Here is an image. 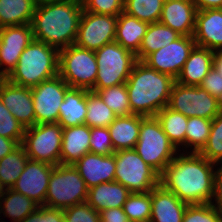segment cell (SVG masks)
<instances>
[{
    "label": "cell",
    "mask_w": 222,
    "mask_h": 222,
    "mask_svg": "<svg viewBox=\"0 0 222 222\" xmlns=\"http://www.w3.org/2000/svg\"><path fill=\"white\" fill-rule=\"evenodd\" d=\"M216 166L199 153L186 149L164 168L159 184L188 205L211 203Z\"/></svg>",
    "instance_id": "cell-1"
},
{
    "label": "cell",
    "mask_w": 222,
    "mask_h": 222,
    "mask_svg": "<svg viewBox=\"0 0 222 222\" xmlns=\"http://www.w3.org/2000/svg\"><path fill=\"white\" fill-rule=\"evenodd\" d=\"M82 12L81 0L37 5L31 21L34 39L58 50L74 44Z\"/></svg>",
    "instance_id": "cell-2"
},
{
    "label": "cell",
    "mask_w": 222,
    "mask_h": 222,
    "mask_svg": "<svg viewBox=\"0 0 222 222\" xmlns=\"http://www.w3.org/2000/svg\"><path fill=\"white\" fill-rule=\"evenodd\" d=\"M176 79L137 61L125 85L132 114L155 116L168 106Z\"/></svg>",
    "instance_id": "cell-3"
},
{
    "label": "cell",
    "mask_w": 222,
    "mask_h": 222,
    "mask_svg": "<svg viewBox=\"0 0 222 222\" xmlns=\"http://www.w3.org/2000/svg\"><path fill=\"white\" fill-rule=\"evenodd\" d=\"M58 64L59 50L33 39L6 79L16 85L33 88L44 80L58 75Z\"/></svg>",
    "instance_id": "cell-4"
},
{
    "label": "cell",
    "mask_w": 222,
    "mask_h": 222,
    "mask_svg": "<svg viewBox=\"0 0 222 222\" xmlns=\"http://www.w3.org/2000/svg\"><path fill=\"white\" fill-rule=\"evenodd\" d=\"M134 150L159 175L181 151L168 139L156 116H146L141 120L138 142Z\"/></svg>",
    "instance_id": "cell-5"
},
{
    "label": "cell",
    "mask_w": 222,
    "mask_h": 222,
    "mask_svg": "<svg viewBox=\"0 0 222 222\" xmlns=\"http://www.w3.org/2000/svg\"><path fill=\"white\" fill-rule=\"evenodd\" d=\"M94 53L98 71L91 91L126 83L137 62L136 55L116 41L105 44Z\"/></svg>",
    "instance_id": "cell-6"
},
{
    "label": "cell",
    "mask_w": 222,
    "mask_h": 222,
    "mask_svg": "<svg viewBox=\"0 0 222 222\" xmlns=\"http://www.w3.org/2000/svg\"><path fill=\"white\" fill-rule=\"evenodd\" d=\"M88 190L73 165H55L49 179L45 206L63 210L87 202Z\"/></svg>",
    "instance_id": "cell-7"
},
{
    "label": "cell",
    "mask_w": 222,
    "mask_h": 222,
    "mask_svg": "<svg viewBox=\"0 0 222 222\" xmlns=\"http://www.w3.org/2000/svg\"><path fill=\"white\" fill-rule=\"evenodd\" d=\"M94 51L72 44L59 50L58 75L73 88L91 91L97 77Z\"/></svg>",
    "instance_id": "cell-8"
},
{
    "label": "cell",
    "mask_w": 222,
    "mask_h": 222,
    "mask_svg": "<svg viewBox=\"0 0 222 222\" xmlns=\"http://www.w3.org/2000/svg\"><path fill=\"white\" fill-rule=\"evenodd\" d=\"M115 163L114 181L131 193H146L159 185V174L134 149L116 151Z\"/></svg>",
    "instance_id": "cell-9"
},
{
    "label": "cell",
    "mask_w": 222,
    "mask_h": 222,
    "mask_svg": "<svg viewBox=\"0 0 222 222\" xmlns=\"http://www.w3.org/2000/svg\"><path fill=\"white\" fill-rule=\"evenodd\" d=\"M63 127L59 123H41L25 128L22 145L30 160L60 164Z\"/></svg>",
    "instance_id": "cell-10"
},
{
    "label": "cell",
    "mask_w": 222,
    "mask_h": 222,
    "mask_svg": "<svg viewBox=\"0 0 222 222\" xmlns=\"http://www.w3.org/2000/svg\"><path fill=\"white\" fill-rule=\"evenodd\" d=\"M168 107L186 117L212 120L221 110V102L200 86L183 85L175 81Z\"/></svg>",
    "instance_id": "cell-11"
},
{
    "label": "cell",
    "mask_w": 222,
    "mask_h": 222,
    "mask_svg": "<svg viewBox=\"0 0 222 222\" xmlns=\"http://www.w3.org/2000/svg\"><path fill=\"white\" fill-rule=\"evenodd\" d=\"M117 16L82 12L75 45L96 51L115 41Z\"/></svg>",
    "instance_id": "cell-12"
},
{
    "label": "cell",
    "mask_w": 222,
    "mask_h": 222,
    "mask_svg": "<svg viewBox=\"0 0 222 222\" xmlns=\"http://www.w3.org/2000/svg\"><path fill=\"white\" fill-rule=\"evenodd\" d=\"M70 86L56 75L31 88L36 124L58 123L59 109Z\"/></svg>",
    "instance_id": "cell-13"
},
{
    "label": "cell",
    "mask_w": 222,
    "mask_h": 222,
    "mask_svg": "<svg viewBox=\"0 0 222 222\" xmlns=\"http://www.w3.org/2000/svg\"><path fill=\"white\" fill-rule=\"evenodd\" d=\"M195 45L193 36L181 35L169 45L149 54L142 62L176 79Z\"/></svg>",
    "instance_id": "cell-14"
},
{
    "label": "cell",
    "mask_w": 222,
    "mask_h": 222,
    "mask_svg": "<svg viewBox=\"0 0 222 222\" xmlns=\"http://www.w3.org/2000/svg\"><path fill=\"white\" fill-rule=\"evenodd\" d=\"M31 24L0 28V79L15 69L25 48L33 41Z\"/></svg>",
    "instance_id": "cell-15"
},
{
    "label": "cell",
    "mask_w": 222,
    "mask_h": 222,
    "mask_svg": "<svg viewBox=\"0 0 222 222\" xmlns=\"http://www.w3.org/2000/svg\"><path fill=\"white\" fill-rule=\"evenodd\" d=\"M54 166L28 159L24 170L11 189L45 206L49 179Z\"/></svg>",
    "instance_id": "cell-16"
},
{
    "label": "cell",
    "mask_w": 222,
    "mask_h": 222,
    "mask_svg": "<svg viewBox=\"0 0 222 222\" xmlns=\"http://www.w3.org/2000/svg\"><path fill=\"white\" fill-rule=\"evenodd\" d=\"M0 99L12 115L25 127L36 125L31 88L0 79Z\"/></svg>",
    "instance_id": "cell-17"
},
{
    "label": "cell",
    "mask_w": 222,
    "mask_h": 222,
    "mask_svg": "<svg viewBox=\"0 0 222 222\" xmlns=\"http://www.w3.org/2000/svg\"><path fill=\"white\" fill-rule=\"evenodd\" d=\"M73 166L78 170L88 188L105 182L114 181L115 153L103 156L86 153Z\"/></svg>",
    "instance_id": "cell-18"
},
{
    "label": "cell",
    "mask_w": 222,
    "mask_h": 222,
    "mask_svg": "<svg viewBox=\"0 0 222 222\" xmlns=\"http://www.w3.org/2000/svg\"><path fill=\"white\" fill-rule=\"evenodd\" d=\"M193 38L197 46L222 51V9L197 11Z\"/></svg>",
    "instance_id": "cell-19"
},
{
    "label": "cell",
    "mask_w": 222,
    "mask_h": 222,
    "mask_svg": "<svg viewBox=\"0 0 222 222\" xmlns=\"http://www.w3.org/2000/svg\"><path fill=\"white\" fill-rule=\"evenodd\" d=\"M197 9L189 0H165L159 22L180 35L193 36Z\"/></svg>",
    "instance_id": "cell-20"
},
{
    "label": "cell",
    "mask_w": 222,
    "mask_h": 222,
    "mask_svg": "<svg viewBox=\"0 0 222 222\" xmlns=\"http://www.w3.org/2000/svg\"><path fill=\"white\" fill-rule=\"evenodd\" d=\"M187 205L159 184L151 190L150 222H183Z\"/></svg>",
    "instance_id": "cell-21"
},
{
    "label": "cell",
    "mask_w": 222,
    "mask_h": 222,
    "mask_svg": "<svg viewBox=\"0 0 222 222\" xmlns=\"http://www.w3.org/2000/svg\"><path fill=\"white\" fill-rule=\"evenodd\" d=\"M90 152V127L87 125L63 128L60 164L73 165Z\"/></svg>",
    "instance_id": "cell-22"
},
{
    "label": "cell",
    "mask_w": 222,
    "mask_h": 222,
    "mask_svg": "<svg viewBox=\"0 0 222 222\" xmlns=\"http://www.w3.org/2000/svg\"><path fill=\"white\" fill-rule=\"evenodd\" d=\"M215 51L195 45L191 50L176 82L183 85L199 86L213 67Z\"/></svg>",
    "instance_id": "cell-23"
},
{
    "label": "cell",
    "mask_w": 222,
    "mask_h": 222,
    "mask_svg": "<svg viewBox=\"0 0 222 222\" xmlns=\"http://www.w3.org/2000/svg\"><path fill=\"white\" fill-rule=\"evenodd\" d=\"M130 194L125 186L116 181L105 182L89 188L87 203L98 212L121 208Z\"/></svg>",
    "instance_id": "cell-24"
},
{
    "label": "cell",
    "mask_w": 222,
    "mask_h": 222,
    "mask_svg": "<svg viewBox=\"0 0 222 222\" xmlns=\"http://www.w3.org/2000/svg\"><path fill=\"white\" fill-rule=\"evenodd\" d=\"M89 90L70 87L59 106L58 123L63 127L85 124L87 115V92Z\"/></svg>",
    "instance_id": "cell-25"
},
{
    "label": "cell",
    "mask_w": 222,
    "mask_h": 222,
    "mask_svg": "<svg viewBox=\"0 0 222 222\" xmlns=\"http://www.w3.org/2000/svg\"><path fill=\"white\" fill-rule=\"evenodd\" d=\"M145 116L130 114L118 116L108 127L111 142L115 151L134 149L138 142L141 120Z\"/></svg>",
    "instance_id": "cell-26"
},
{
    "label": "cell",
    "mask_w": 222,
    "mask_h": 222,
    "mask_svg": "<svg viewBox=\"0 0 222 222\" xmlns=\"http://www.w3.org/2000/svg\"><path fill=\"white\" fill-rule=\"evenodd\" d=\"M148 26L149 23L122 12L117 16L115 41L136 55L140 50V45Z\"/></svg>",
    "instance_id": "cell-27"
},
{
    "label": "cell",
    "mask_w": 222,
    "mask_h": 222,
    "mask_svg": "<svg viewBox=\"0 0 222 222\" xmlns=\"http://www.w3.org/2000/svg\"><path fill=\"white\" fill-rule=\"evenodd\" d=\"M35 0H0V28L31 24Z\"/></svg>",
    "instance_id": "cell-28"
},
{
    "label": "cell",
    "mask_w": 222,
    "mask_h": 222,
    "mask_svg": "<svg viewBox=\"0 0 222 222\" xmlns=\"http://www.w3.org/2000/svg\"><path fill=\"white\" fill-rule=\"evenodd\" d=\"M180 36L177 31L172 30L161 22L149 24L142 39L140 50L136 54L137 61H143L149 54L169 45Z\"/></svg>",
    "instance_id": "cell-29"
},
{
    "label": "cell",
    "mask_w": 222,
    "mask_h": 222,
    "mask_svg": "<svg viewBox=\"0 0 222 222\" xmlns=\"http://www.w3.org/2000/svg\"><path fill=\"white\" fill-rule=\"evenodd\" d=\"M163 132L168 139L179 149L180 145L185 148V134L188 117L180 112L170 109L168 106L161 109L156 115ZM179 146V147H178Z\"/></svg>",
    "instance_id": "cell-30"
},
{
    "label": "cell",
    "mask_w": 222,
    "mask_h": 222,
    "mask_svg": "<svg viewBox=\"0 0 222 222\" xmlns=\"http://www.w3.org/2000/svg\"><path fill=\"white\" fill-rule=\"evenodd\" d=\"M38 204L27 196L6 189L2 200L0 201V211L4 216L9 217L13 222L22 221L26 216L33 213Z\"/></svg>",
    "instance_id": "cell-31"
},
{
    "label": "cell",
    "mask_w": 222,
    "mask_h": 222,
    "mask_svg": "<svg viewBox=\"0 0 222 222\" xmlns=\"http://www.w3.org/2000/svg\"><path fill=\"white\" fill-rule=\"evenodd\" d=\"M28 159L24 146L20 144L0 160V182L6 189H11L16 183Z\"/></svg>",
    "instance_id": "cell-32"
},
{
    "label": "cell",
    "mask_w": 222,
    "mask_h": 222,
    "mask_svg": "<svg viewBox=\"0 0 222 222\" xmlns=\"http://www.w3.org/2000/svg\"><path fill=\"white\" fill-rule=\"evenodd\" d=\"M117 116L100 96L93 91L87 92V115L85 125L92 127H109Z\"/></svg>",
    "instance_id": "cell-33"
},
{
    "label": "cell",
    "mask_w": 222,
    "mask_h": 222,
    "mask_svg": "<svg viewBox=\"0 0 222 222\" xmlns=\"http://www.w3.org/2000/svg\"><path fill=\"white\" fill-rule=\"evenodd\" d=\"M165 0H124L126 14L149 24L159 22Z\"/></svg>",
    "instance_id": "cell-34"
},
{
    "label": "cell",
    "mask_w": 222,
    "mask_h": 222,
    "mask_svg": "<svg viewBox=\"0 0 222 222\" xmlns=\"http://www.w3.org/2000/svg\"><path fill=\"white\" fill-rule=\"evenodd\" d=\"M212 120L200 117H189L185 134V149L199 153L208 141ZM192 149V151H191Z\"/></svg>",
    "instance_id": "cell-35"
},
{
    "label": "cell",
    "mask_w": 222,
    "mask_h": 222,
    "mask_svg": "<svg viewBox=\"0 0 222 222\" xmlns=\"http://www.w3.org/2000/svg\"><path fill=\"white\" fill-rule=\"evenodd\" d=\"M93 92H96L100 96L117 117L132 114L125 83Z\"/></svg>",
    "instance_id": "cell-36"
},
{
    "label": "cell",
    "mask_w": 222,
    "mask_h": 222,
    "mask_svg": "<svg viewBox=\"0 0 222 222\" xmlns=\"http://www.w3.org/2000/svg\"><path fill=\"white\" fill-rule=\"evenodd\" d=\"M151 191L131 193L123 205L124 213L129 221L150 222Z\"/></svg>",
    "instance_id": "cell-37"
},
{
    "label": "cell",
    "mask_w": 222,
    "mask_h": 222,
    "mask_svg": "<svg viewBox=\"0 0 222 222\" xmlns=\"http://www.w3.org/2000/svg\"><path fill=\"white\" fill-rule=\"evenodd\" d=\"M199 154L212 163H222V110L212 119L208 141Z\"/></svg>",
    "instance_id": "cell-38"
},
{
    "label": "cell",
    "mask_w": 222,
    "mask_h": 222,
    "mask_svg": "<svg viewBox=\"0 0 222 222\" xmlns=\"http://www.w3.org/2000/svg\"><path fill=\"white\" fill-rule=\"evenodd\" d=\"M183 222H222V211L211 203L187 205Z\"/></svg>",
    "instance_id": "cell-39"
},
{
    "label": "cell",
    "mask_w": 222,
    "mask_h": 222,
    "mask_svg": "<svg viewBox=\"0 0 222 222\" xmlns=\"http://www.w3.org/2000/svg\"><path fill=\"white\" fill-rule=\"evenodd\" d=\"M25 127L12 115L0 99V136L22 144Z\"/></svg>",
    "instance_id": "cell-40"
},
{
    "label": "cell",
    "mask_w": 222,
    "mask_h": 222,
    "mask_svg": "<svg viewBox=\"0 0 222 222\" xmlns=\"http://www.w3.org/2000/svg\"><path fill=\"white\" fill-rule=\"evenodd\" d=\"M115 152L108 127L90 128V153L107 156Z\"/></svg>",
    "instance_id": "cell-41"
},
{
    "label": "cell",
    "mask_w": 222,
    "mask_h": 222,
    "mask_svg": "<svg viewBox=\"0 0 222 222\" xmlns=\"http://www.w3.org/2000/svg\"><path fill=\"white\" fill-rule=\"evenodd\" d=\"M66 222H101L99 212L87 202L63 209Z\"/></svg>",
    "instance_id": "cell-42"
},
{
    "label": "cell",
    "mask_w": 222,
    "mask_h": 222,
    "mask_svg": "<svg viewBox=\"0 0 222 222\" xmlns=\"http://www.w3.org/2000/svg\"><path fill=\"white\" fill-rule=\"evenodd\" d=\"M83 10L94 14L118 16L124 10V0H81Z\"/></svg>",
    "instance_id": "cell-43"
},
{
    "label": "cell",
    "mask_w": 222,
    "mask_h": 222,
    "mask_svg": "<svg viewBox=\"0 0 222 222\" xmlns=\"http://www.w3.org/2000/svg\"><path fill=\"white\" fill-rule=\"evenodd\" d=\"M19 222H66L63 210L46 207L44 205L38 206V208L26 216L22 221Z\"/></svg>",
    "instance_id": "cell-44"
},
{
    "label": "cell",
    "mask_w": 222,
    "mask_h": 222,
    "mask_svg": "<svg viewBox=\"0 0 222 222\" xmlns=\"http://www.w3.org/2000/svg\"><path fill=\"white\" fill-rule=\"evenodd\" d=\"M210 95L222 100V74L212 67L199 85Z\"/></svg>",
    "instance_id": "cell-45"
},
{
    "label": "cell",
    "mask_w": 222,
    "mask_h": 222,
    "mask_svg": "<svg viewBox=\"0 0 222 222\" xmlns=\"http://www.w3.org/2000/svg\"><path fill=\"white\" fill-rule=\"evenodd\" d=\"M211 204L222 211V163L221 167L219 166L215 169Z\"/></svg>",
    "instance_id": "cell-46"
},
{
    "label": "cell",
    "mask_w": 222,
    "mask_h": 222,
    "mask_svg": "<svg viewBox=\"0 0 222 222\" xmlns=\"http://www.w3.org/2000/svg\"><path fill=\"white\" fill-rule=\"evenodd\" d=\"M101 222H128L123 207L110 208L99 212Z\"/></svg>",
    "instance_id": "cell-47"
},
{
    "label": "cell",
    "mask_w": 222,
    "mask_h": 222,
    "mask_svg": "<svg viewBox=\"0 0 222 222\" xmlns=\"http://www.w3.org/2000/svg\"><path fill=\"white\" fill-rule=\"evenodd\" d=\"M20 144L16 140L0 136V160L11 153Z\"/></svg>",
    "instance_id": "cell-48"
},
{
    "label": "cell",
    "mask_w": 222,
    "mask_h": 222,
    "mask_svg": "<svg viewBox=\"0 0 222 222\" xmlns=\"http://www.w3.org/2000/svg\"><path fill=\"white\" fill-rule=\"evenodd\" d=\"M197 11L207 9H222V0H192Z\"/></svg>",
    "instance_id": "cell-49"
},
{
    "label": "cell",
    "mask_w": 222,
    "mask_h": 222,
    "mask_svg": "<svg viewBox=\"0 0 222 222\" xmlns=\"http://www.w3.org/2000/svg\"><path fill=\"white\" fill-rule=\"evenodd\" d=\"M213 67L222 74V51H215L213 57Z\"/></svg>",
    "instance_id": "cell-50"
},
{
    "label": "cell",
    "mask_w": 222,
    "mask_h": 222,
    "mask_svg": "<svg viewBox=\"0 0 222 222\" xmlns=\"http://www.w3.org/2000/svg\"><path fill=\"white\" fill-rule=\"evenodd\" d=\"M37 5H44L49 3H57V2H64L68 0H35Z\"/></svg>",
    "instance_id": "cell-51"
},
{
    "label": "cell",
    "mask_w": 222,
    "mask_h": 222,
    "mask_svg": "<svg viewBox=\"0 0 222 222\" xmlns=\"http://www.w3.org/2000/svg\"><path fill=\"white\" fill-rule=\"evenodd\" d=\"M5 191H6V188L0 182V201L3 198Z\"/></svg>",
    "instance_id": "cell-52"
}]
</instances>
